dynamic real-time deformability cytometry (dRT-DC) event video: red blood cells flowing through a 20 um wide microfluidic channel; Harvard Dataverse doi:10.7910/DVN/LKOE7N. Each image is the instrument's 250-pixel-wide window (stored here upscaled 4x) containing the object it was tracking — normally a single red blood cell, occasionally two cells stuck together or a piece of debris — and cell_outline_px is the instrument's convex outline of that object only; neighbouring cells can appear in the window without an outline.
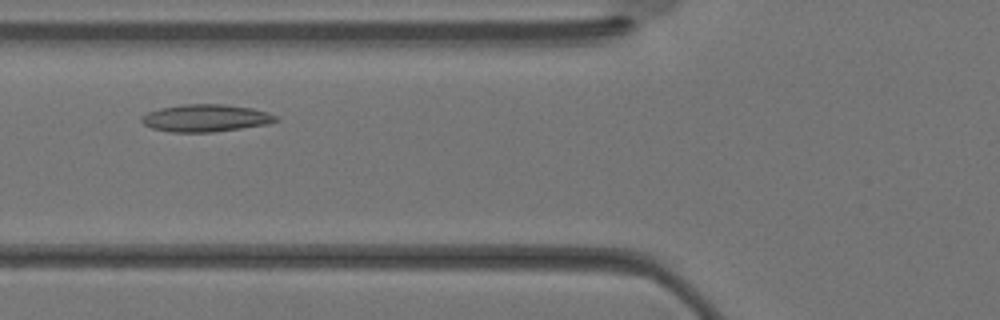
{"species": "Egyptian fruit bat (a non-hibernating species)", "species_latin": "Rousettus aegyptiacus", "temperature_condition": "warm", "stored_images_in_passage": 29, "camera_frame_rate_fps": 3000, "um_per_image_px": 0.085, "animal": {"sex": "female"}, "frame": {"image": 1, "passage_image": 7, "time_ms": 2.0, "image_size_px": [1000, 320], "cell_outline_px": [[280, 120], [268, 124], [212, 132], [172, 132], [152, 128], [144, 124], [140, 120], [140, 116], [148, 112], [160, 108], [180, 104], [224, 104], [252, 108], [268, 112], [276, 116]], "centroid_in_image_um": [17.47, 10.03], "position_along_channel_um": 108.3, "area_um2": 21.44}}
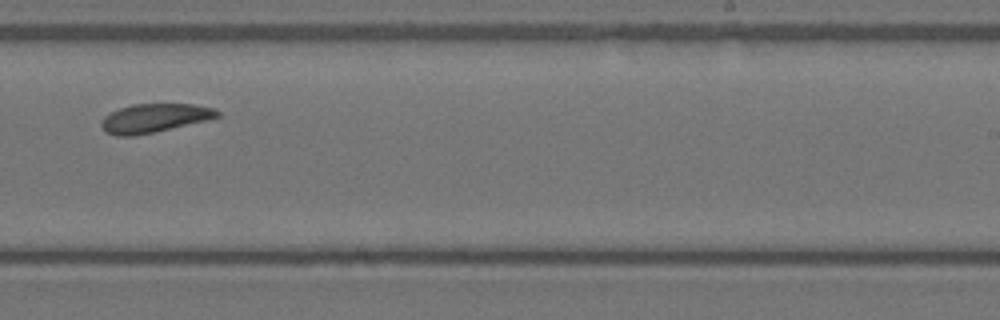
{"frame": {"image": 2, "passage_image": 16, "time_ms": 5.0, "image_size_px": [1000, 320], "cell_outline_px": [[220, 116], [208, 120], [152, 132], [132, 136], [116, 136], [104, 132], [100, 124], [104, 116], [108, 112], [132, 104], [192, 104], [216, 108], [220, 112]], "centroid_in_image_um": [13.1, 10.03], "position_along_channel_um": 275.9, "area_um2": 19.48}}
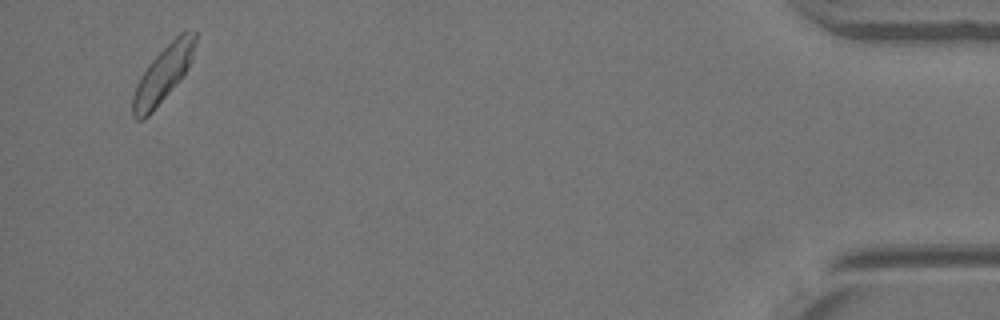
{"frame": {"image": 3, "passage_image": 28, "time_ms": 9.0, "image_size_px": [1000, 320], "cell_outline_px": [[196, 40], [192, 60], [180, 80], [152, 112], [144, 120], [136, 120], [132, 116], [132, 96], [140, 76], [148, 64], [180, 32], [196, 32]], "centroid_in_image_um": [13.83, 6.34], "position_along_channel_um": 421.4, "area_um2": 20.17}}